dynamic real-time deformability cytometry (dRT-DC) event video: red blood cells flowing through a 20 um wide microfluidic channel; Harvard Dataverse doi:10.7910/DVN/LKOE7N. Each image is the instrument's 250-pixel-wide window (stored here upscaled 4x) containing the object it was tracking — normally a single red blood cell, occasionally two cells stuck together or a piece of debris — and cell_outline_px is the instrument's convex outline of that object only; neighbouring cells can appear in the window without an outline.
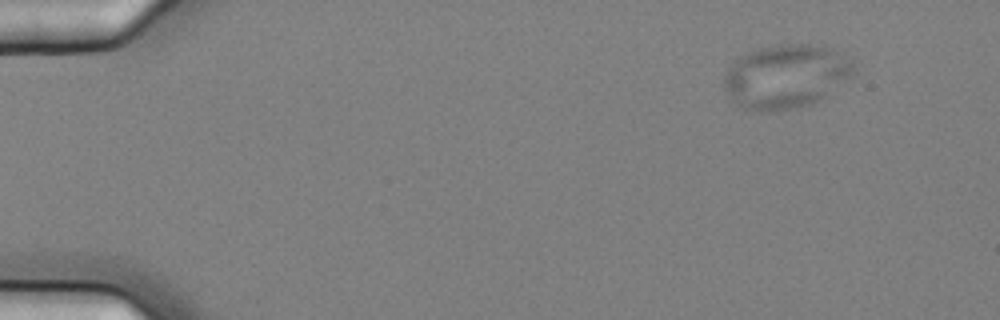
{"species": "common noctule bat (a hibernating species)", "species_latin": "Nyctalus noctula", "temperature_condition": "cold", "stored_images_in_passage": 6, "camera_frame_rate_fps": 3000, "um_per_image_px": 0.085, "animal": {"sex": "female", "body_mass_g": 25.1}, "frame": {"image": 1, "passage_image": 1, "time_ms": 0.0, "image_size_px": [1000, 320], "cell_outline_px": [[856, 72], [852, 76], [816, 100], [808, 104], [792, 108], [744, 108], [732, 100], [724, 88], [724, 76], [728, 68], [740, 56], [760, 48], [776, 44], [812, 44], [828, 48], [852, 56], [856, 68]], "centroid_in_image_um": [66.84, 6.42], "position_along_channel_um": 18.2, "area_um2": 47.22}}
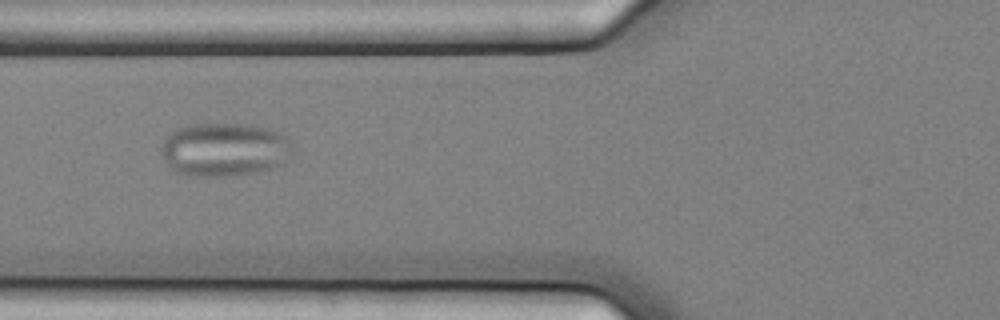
{"frame": {"image": 2, "passage_image": 6, "time_ms": 1.667, "image_size_px": [1000, 320], "cell_outline_px": [[292, 152], [284, 164], [272, 168], [256, 172], [224, 176], [192, 176], [176, 172], [168, 164], [160, 148], [164, 140], [172, 132], [188, 124], [252, 124], [268, 128], [280, 132], [288, 136]], "centroid_in_image_um": [19.12, 12.7], "position_along_channel_um": 106.7, "area_um2": 41.04}}